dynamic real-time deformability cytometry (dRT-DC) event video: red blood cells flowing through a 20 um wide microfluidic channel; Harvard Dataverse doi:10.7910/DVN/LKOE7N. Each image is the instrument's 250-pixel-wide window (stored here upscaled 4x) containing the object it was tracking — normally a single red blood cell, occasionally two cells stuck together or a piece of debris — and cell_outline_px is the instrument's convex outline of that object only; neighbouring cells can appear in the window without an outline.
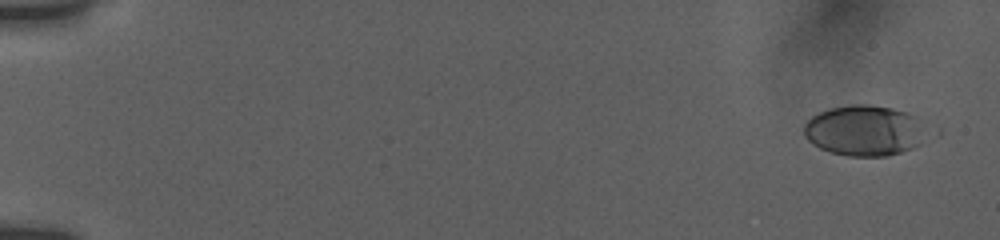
{"species": "human", "species_latin": "Homo sapiens", "temperature_condition": "room temperature", "stored_images_in_passage": 73, "camera_frame_rate_fps": 3000, "um_per_image_px": 0.085, "donor": {"sex": "female"}, "frame": {"image": 1, "passage_image": 4, "time_ms": 0.667, "image_size_px": [1000, 240], "cell_outline_px": [[920, 144], [912, 148], [888, 156], [848, 156], [832, 152], [820, 148], [812, 144], [804, 136], [804, 124], [812, 116], [828, 108], [848, 104], [868, 104], [892, 108], [908, 112], [916, 116]], "centroid_in_image_um": [73.35, 11.08], "position_along_channel_um": 11.6, "area_um2": 35.55}}
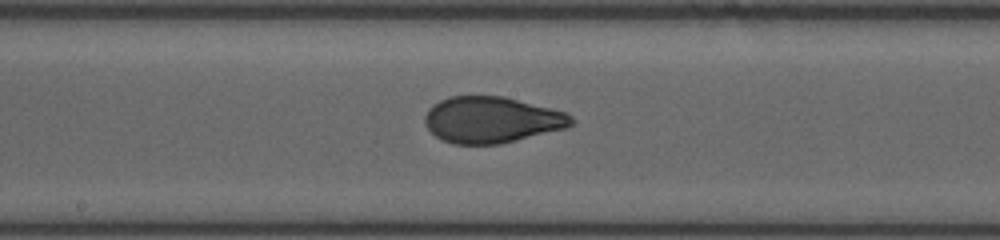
{"frame": {"image": 2, "passage_image": 40, "time_ms": 10.333, "image_size_px": [1000, 240], "cell_outline_px": [[576, 120], [568, 128], [500, 144], [452, 144], [436, 136], [424, 124], [424, 116], [428, 108], [432, 104], [448, 96], [504, 96], [568, 112]], "centroid_in_image_um": [41.82, 10.18], "position_along_channel_um": 206.4, "area_um2": 39.88}}
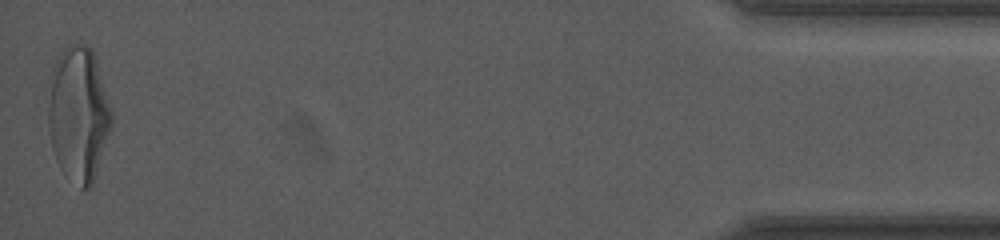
{"frame": {"image": 3, "passage_image": 73, "time_ms": 18.333, "image_size_px": [1000, 240], "cell_outline_px": [[112, 124], [92, 188], [80, 188], [60, 168], [56, 160], [52, 148], [48, 124], [48, 108], [52, 64], [64, 48], [72, 44], [84, 44], [92, 48], [96, 60], [112, 112]], "centroid_in_image_um": [6.67, 9.7], "position_along_channel_um": 428.5, "area_um2": 49.71}, "authors_computed_cell_mechanics": {"area_um2": 39.4196, "velocity_mm_per_s": 3.7885, "shape_relaxation_time_tau1_ms": 5.973, "shape_relaxation_time_tau2_ms": 0.9395, "deformation_change_tau1": 0.2132, "deformation_change_tau2": 0.0688}}